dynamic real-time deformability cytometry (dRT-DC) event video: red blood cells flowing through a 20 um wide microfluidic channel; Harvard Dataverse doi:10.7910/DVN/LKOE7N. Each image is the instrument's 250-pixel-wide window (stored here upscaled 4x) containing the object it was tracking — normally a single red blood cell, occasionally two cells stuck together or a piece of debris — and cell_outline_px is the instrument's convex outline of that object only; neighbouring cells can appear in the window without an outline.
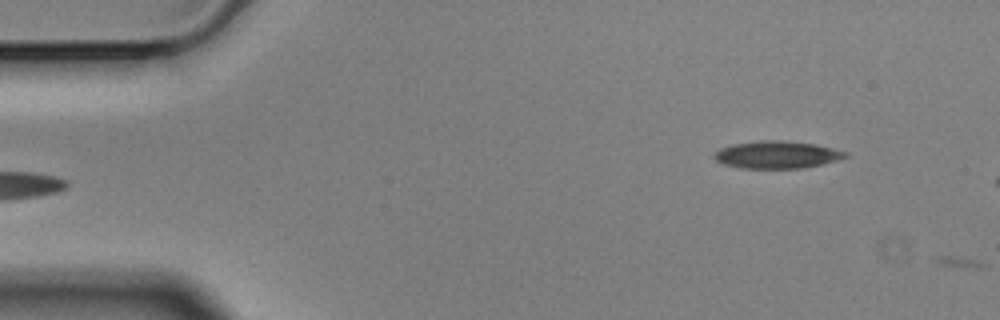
{"species": "Egyptian fruit bat (a non-hibernating species)", "species_latin": "Rousettus aegyptiacus", "temperature_condition": "cold", "stored_images_in_passage": 2, "camera_frame_rate_fps": 3000, "um_per_image_px": 0.085, "animal": {"sex": "male"}, "frame": {"image": 1, "passage_image": 1, "time_ms": 0.0, "image_size_px": [1000, 320], "cell_outline_px": [[852, 156], [824, 164], [804, 168], [740, 168], [724, 164], [716, 160], [712, 156], [720, 148], [732, 144], [760, 140], [784, 140], [816, 144], [848, 152]], "centroid_in_image_um": [66.09, 13.15], "position_along_channel_um": 18.9, "area_um2": 21.21}}